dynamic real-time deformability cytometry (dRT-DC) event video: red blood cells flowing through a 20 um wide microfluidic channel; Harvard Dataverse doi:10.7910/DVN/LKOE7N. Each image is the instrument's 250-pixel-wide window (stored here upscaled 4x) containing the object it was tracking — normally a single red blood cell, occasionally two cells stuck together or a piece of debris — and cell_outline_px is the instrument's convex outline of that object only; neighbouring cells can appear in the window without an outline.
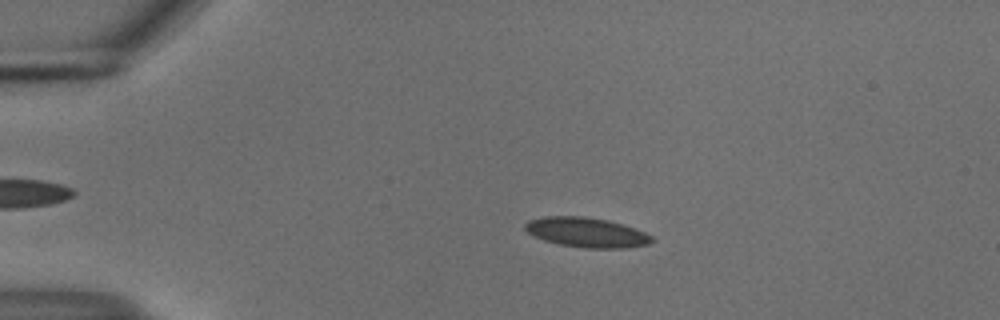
{"species": "common noctule bat (a hibernating species)", "species_latin": "Nyctalus noctula", "temperature_condition": "cold", "stored_images_in_passage": 55, "camera_frame_rate_fps": 3000, "um_per_image_px": 0.085, "animal": {"sex": "male", "body_mass_g": 18.8}, "frame": {"image": 1, "passage_image": 12, "time_ms": 3.667, "image_size_px": [1000, 320], "cell_outline_px": [[652, 240], [648, 244], [628, 248], [588, 248], [560, 244], [544, 240], [528, 232], [524, 228], [524, 224], [528, 220], [544, 216], [584, 216], [608, 220], [636, 228], [652, 236]], "centroid_in_image_um": [49.86, 19.74], "position_along_channel_um": 35.1, "area_um2": 21.91}}
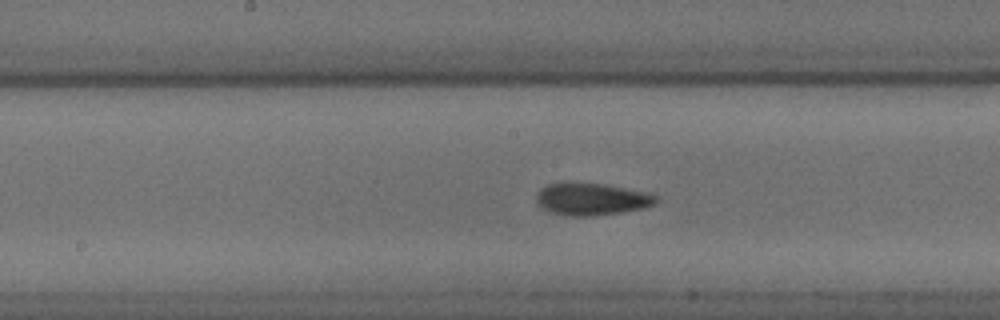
{"frame": {"image": 2, "passage_image": 29, "time_ms": 9.333, "image_size_px": [1000, 320], "cell_outline_px": [[660, 200], [644, 208], [596, 216], [564, 216], [548, 212], [536, 204], [536, 196], [540, 188], [548, 184], [604, 184], [648, 192], [656, 196]], "centroid_in_image_um": [50.27, 16.95], "position_along_channel_um": 197.9, "area_um2": 22.37}}
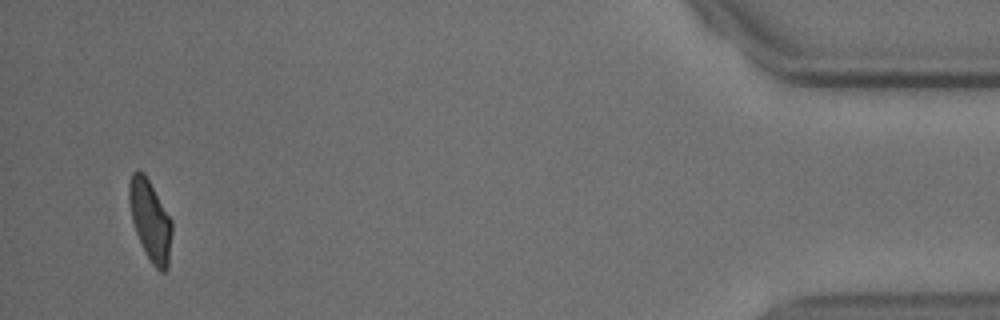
{"frame": {"image": 3, "passage_image": 53, "time_ms": 17.333, "image_size_px": [1000, 320], "cell_outline_px": [[172, 232], [168, 268], [164, 272], [160, 272], [152, 264], [144, 252], [136, 232], [132, 220], [128, 200], [128, 184], [132, 172], [136, 168], [144, 172], [172, 220]], "centroid_in_image_um": [12.76, 18.72], "position_along_channel_um": 422.4, "area_um2": 20.35}, "authors_computed_cell_mechanics": {"area_um2": 21.2126, "velocity_mm_per_s": 3.7107, "shape_relaxation_time_tau1_ms": null, "shape_relaxation_time_tau2_ms": 3.9579, "deformation_change_tau1": null, "deformation_change_tau2": 0.0821}}